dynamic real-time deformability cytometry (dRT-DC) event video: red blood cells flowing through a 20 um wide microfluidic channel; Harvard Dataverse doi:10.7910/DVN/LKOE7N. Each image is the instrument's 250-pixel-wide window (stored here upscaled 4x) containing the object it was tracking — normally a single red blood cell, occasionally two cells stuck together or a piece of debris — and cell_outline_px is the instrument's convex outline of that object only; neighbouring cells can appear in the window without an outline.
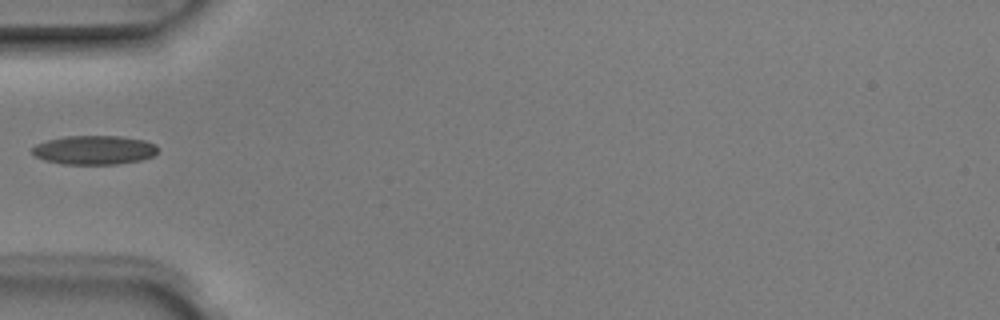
{"species": "Egyptian fruit bat (a non-hibernating species)", "species_latin": "Rousettus aegyptiacus", "temperature_condition": "room temperature", "stored_images_in_passage": 6, "camera_frame_rate_fps": 3000, "um_per_image_px": 0.085, "animal": {"sex": "male"}, "frame": {"image": 1, "passage_image": 5, "time_ms": 1.333, "image_size_px": [1000, 320], "cell_outline_px": [[160, 148], [156, 156], [140, 160], [116, 164], [60, 164], [44, 160], [36, 156], [32, 152], [32, 148], [36, 144], [48, 140], [68, 136], [120, 136], [144, 140], [156, 144]], "centroid_in_image_um": [8.06, 12.75], "position_along_channel_um": 76.9, "area_um2": 21.39}}
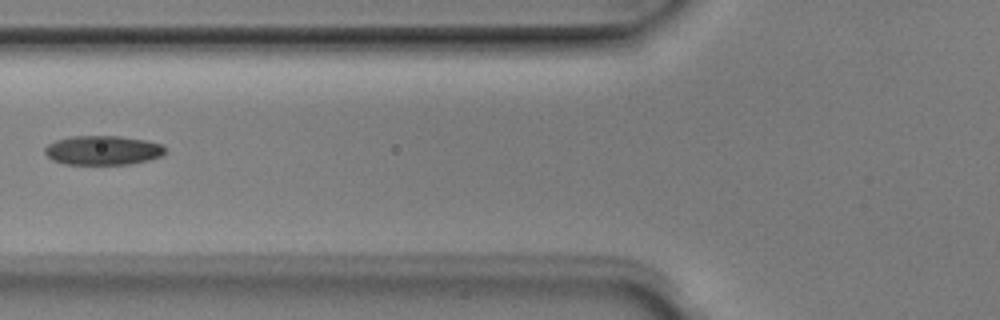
{"frame": {"image": 2, "passage_image": 6, "time_ms": 1.667, "image_size_px": [1000, 320], "cell_outline_px": [[164, 152], [160, 156], [148, 160], [128, 164], [64, 164], [52, 160], [44, 152], [44, 148], [48, 144], [56, 140], [72, 136], [120, 136], [148, 140], [164, 144]], "centroid_in_image_um": [8.74, 12.76], "position_along_channel_um": 117.1, "area_um2": 20.58}}